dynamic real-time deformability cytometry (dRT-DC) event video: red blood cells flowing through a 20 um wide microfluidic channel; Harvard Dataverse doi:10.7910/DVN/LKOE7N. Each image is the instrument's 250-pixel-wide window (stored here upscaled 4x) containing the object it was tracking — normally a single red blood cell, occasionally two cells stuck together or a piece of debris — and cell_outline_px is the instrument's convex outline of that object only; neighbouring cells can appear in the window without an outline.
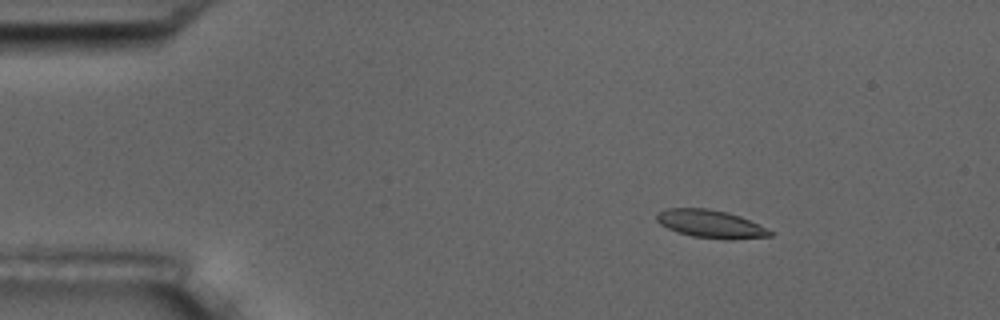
{"species": "common noctule bat (a hibernating species)", "species_latin": "Nyctalus noctula", "temperature_condition": "room temperature", "stored_images_in_passage": 4, "camera_frame_rate_fps": 3000, "um_per_image_px": 0.085, "animal": {"sex": "male", "body_mass_g": 17.5, "forearm_length_mm": 52.3}, "frame": {"image": 1, "passage_image": 2, "time_ms": 1.0, "image_size_px": [1000, 320], "cell_outline_px": [[772, 236], [732, 240], [728, 240], [692, 236], [668, 228], [660, 224], [656, 220], [656, 212], [668, 208], [708, 208], [728, 212], [740, 216], [772, 232]], "centroid_in_image_um": [60.37, 19.03], "position_along_channel_um": 24.6, "area_um2": 18.32}}